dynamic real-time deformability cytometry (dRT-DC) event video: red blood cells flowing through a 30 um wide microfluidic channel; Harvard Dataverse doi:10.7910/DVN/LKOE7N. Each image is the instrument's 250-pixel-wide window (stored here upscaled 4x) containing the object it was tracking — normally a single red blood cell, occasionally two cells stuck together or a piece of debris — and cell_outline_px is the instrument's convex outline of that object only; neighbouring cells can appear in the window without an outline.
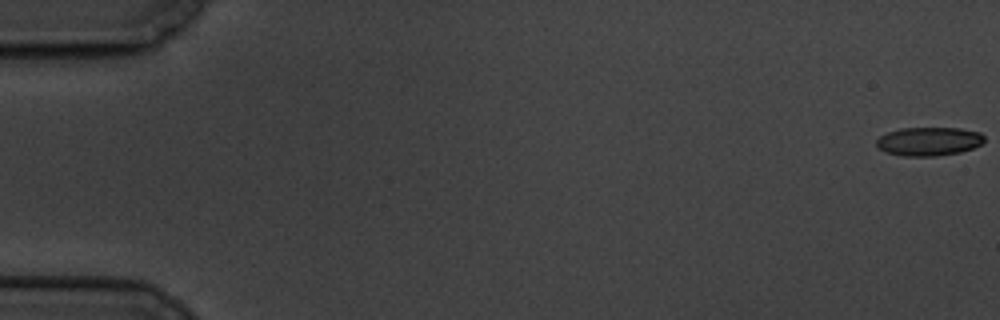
{"species": "common noctule bat (a hibernating species)", "species_latin": "Nyctalus noctula", "temperature_condition": "cold", "stored_images_in_passage": 6, "camera_frame_rate_fps": 3000, "um_per_image_px": 0.085, "animal": {"sex": "male", "body_mass_g": 19.5, "forearm_length_mm": 54.6}, "frame": {"image": 1, "passage_image": 1, "time_ms": 0.0, "image_size_px": [1000, 320], "cell_outline_px": [[984, 140], [980, 144], [972, 148], [960, 152], [936, 156], [900, 156], [884, 152], [876, 144], [876, 140], [880, 136], [888, 132], [900, 128], [960, 128], [980, 132], [984, 136]], "centroid_in_image_um": [78.93, 12.02], "position_along_channel_um": 6.1, "area_um2": 18.03}}
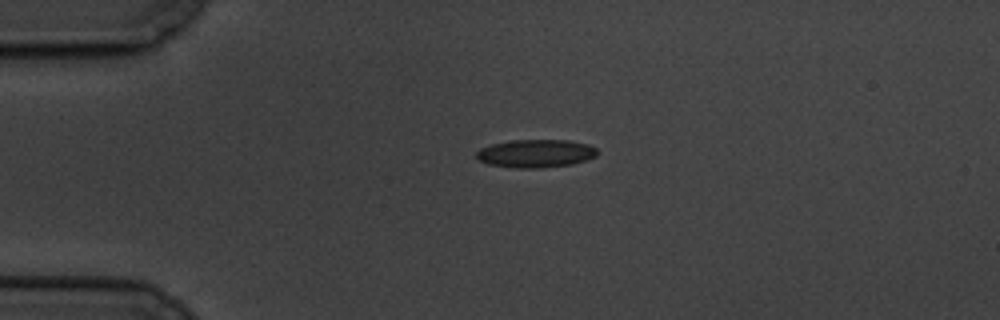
{"frame": {"image": 2, "passage_image": 5, "time_ms": 4.667, "image_size_px": [1000, 320], "cell_outline_px": [[600, 152], [596, 156], [588, 160], [572, 164], [540, 168], [512, 168], [488, 164], [480, 160], [476, 156], [476, 152], [480, 148], [492, 144], [512, 140], [568, 140], [588, 144], [596, 148]], "centroid_in_image_um": [45.57, 13.05], "position_along_channel_um": 39.4, "area_um2": 19.94}}